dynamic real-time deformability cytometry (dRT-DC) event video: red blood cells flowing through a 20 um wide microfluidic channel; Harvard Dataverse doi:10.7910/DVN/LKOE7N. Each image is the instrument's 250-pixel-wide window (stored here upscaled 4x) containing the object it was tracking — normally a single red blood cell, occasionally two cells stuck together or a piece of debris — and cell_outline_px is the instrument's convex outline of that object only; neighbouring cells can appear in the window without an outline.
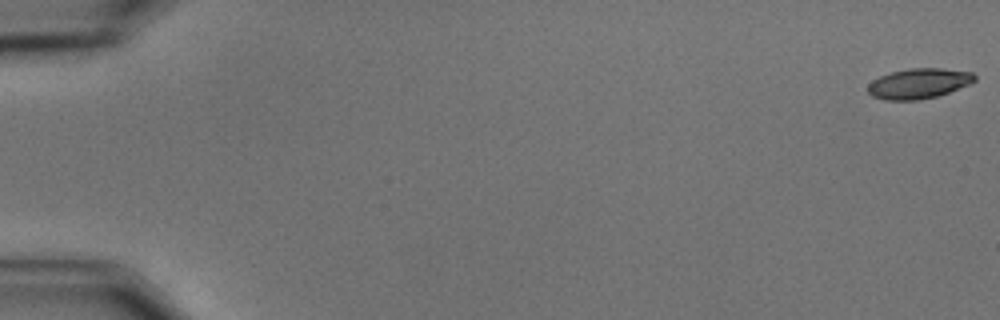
{"species": "common noctule bat (a hibernating species)", "species_latin": "Nyctalus noctula", "temperature_condition": "cold", "stored_images_in_passage": 58, "camera_frame_rate_fps": 3000, "um_per_image_px": 0.085, "animal": {"sex": "male", "body_mass_g": 15.6}, "frame": {"image": 1, "passage_image": 1, "time_ms": 0.0, "image_size_px": [1000, 320], "cell_outline_px": [[976, 80], [972, 84], [936, 96], [920, 100], [884, 100], [872, 96], [868, 92], [868, 84], [872, 80], [880, 76], [892, 72], [908, 68], [940, 68], [972, 72], [976, 76]], "centroid_in_image_um": [78.1, 7.1], "position_along_channel_um": 6.9, "area_um2": 18.9}}
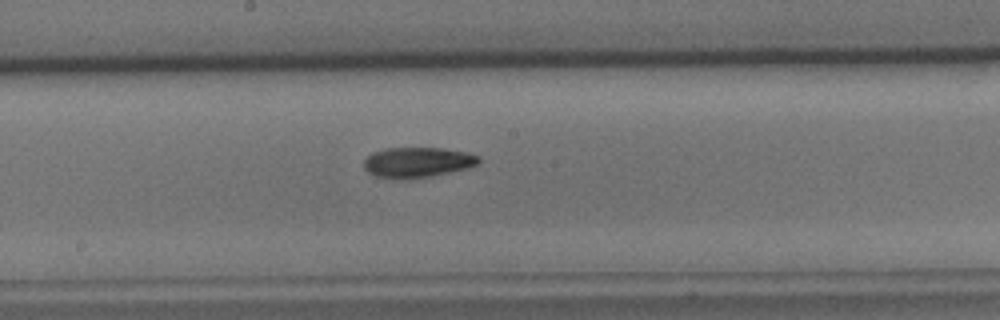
{"frame": {"image": 2, "passage_image": 32, "time_ms": 10.333, "image_size_px": [1000, 320], "cell_outline_px": [[480, 160], [476, 164], [468, 168], [432, 176], [404, 180], [376, 176], [368, 172], [364, 168], [364, 160], [372, 152], [384, 148], [444, 148], [464, 152], [480, 156]], "centroid_in_image_um": [35.46, 13.8], "position_along_channel_um": 212.7, "area_um2": 20.35}}
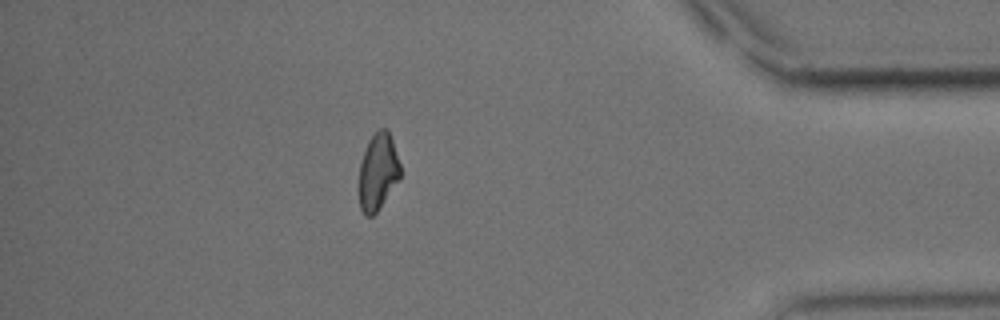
{"frame": {"image": 3, "passage_image": 51, "time_ms": 16.667, "image_size_px": [1000, 320], "cell_outline_px": [[400, 180], [376, 212], [372, 216], [364, 216], [360, 208], [360, 164], [368, 140], [380, 128], [388, 128], [400, 164]], "centroid_in_image_um": [32.14, 14.6], "position_along_channel_um": 403.1, "area_um2": 18.32}, "authors_computed_cell_mechanics": {"area_um2": 19.4786, "velocity_mm_per_s": 3.5568, "shape_relaxation_time_tau1_ms": 6.6799, "shape_relaxation_time_tau2_ms": null, "deformation_change_tau1": 0.1831, "deformation_change_tau2": null}}